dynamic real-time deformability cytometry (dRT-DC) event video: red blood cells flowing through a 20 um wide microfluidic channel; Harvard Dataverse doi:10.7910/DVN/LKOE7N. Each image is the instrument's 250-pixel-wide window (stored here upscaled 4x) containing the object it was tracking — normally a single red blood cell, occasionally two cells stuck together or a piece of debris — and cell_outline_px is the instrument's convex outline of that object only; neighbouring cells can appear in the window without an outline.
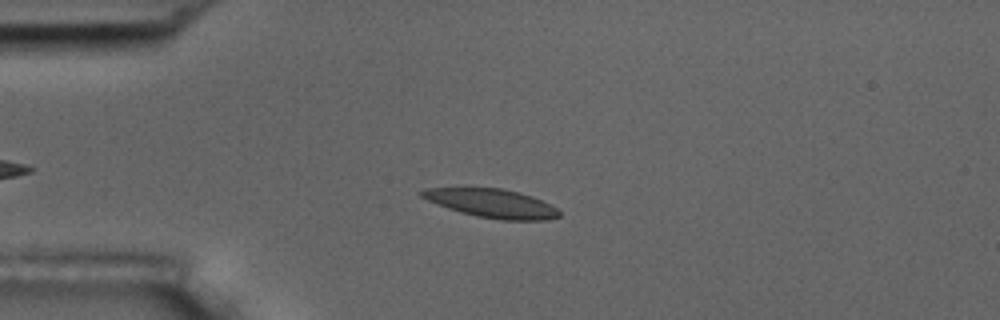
{"species": "common noctule bat (a hibernating species)", "species_latin": "Nyctalus noctula", "temperature_condition": "room temperature", "stored_images_in_passage": 43, "camera_frame_rate_fps": 3000, "um_per_image_px": 0.085, "animal": {"sex": "male", "body_mass_g": 17.5, "forearm_length_mm": 52.3}, "frame": {"image": 1, "passage_image": 11, "time_ms": 3.333, "image_size_px": [1000, 320], "cell_outline_px": [[560, 216], [548, 220], [500, 220], [476, 216], [460, 212], [448, 208], [428, 200], [420, 196], [416, 192], [424, 188], [468, 184], [504, 188], [520, 192], [532, 196], [556, 208], [560, 212]], "centroid_in_image_um": [41.68, 17.21], "position_along_channel_um": 43.3, "area_um2": 24.1}}
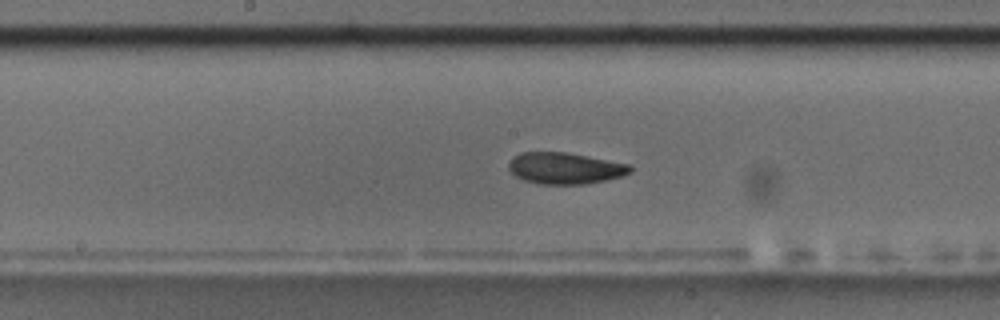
{"frame": {"image": 2, "passage_image": 26, "time_ms": 8.333, "image_size_px": [1000, 320], "cell_outline_px": [[632, 172], [620, 176], [604, 180], [584, 184], [536, 184], [524, 180], [516, 176], [508, 168], [508, 164], [512, 156], [520, 152], [564, 152], [632, 164]], "centroid_in_image_um": [48.0, 14.29], "position_along_channel_um": 200.2, "area_um2": 22.31}}
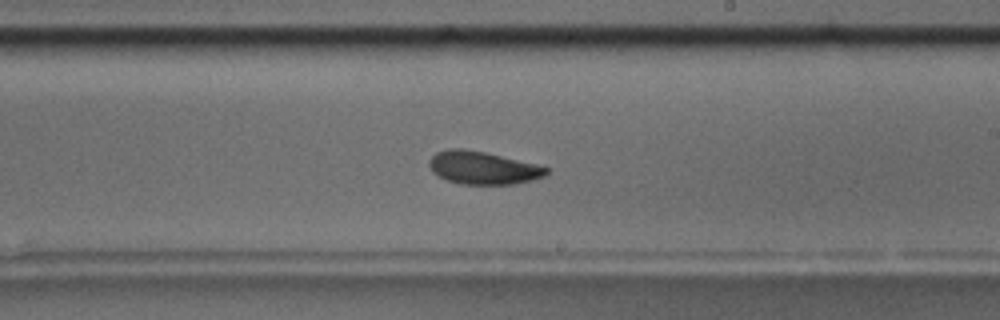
{"frame": {"image": 3, "passage_image": 30, "time_ms": 9.667, "image_size_px": [1000, 320], "cell_outline_px": [[548, 172], [544, 176], [532, 180], [512, 184], [460, 184], [448, 180], [432, 172], [428, 164], [428, 160], [436, 152], [448, 148], [464, 148], [484, 152], [536, 164], [548, 168]], "centroid_in_image_um": [41.01, 14.26], "position_along_channel_um": 248.0, "area_um2": 22.31}, "authors_computed_cell_mechanics": {"area_um2": 22.542, "velocity_mm_per_s": 3.5904, "shape_relaxation_time_tau1_ms": 3.9824, "shape_relaxation_time_tau2_ms": 2.7795, "deformation_change_tau1": 0.1187, "deformation_change_tau2": 0.0765}}